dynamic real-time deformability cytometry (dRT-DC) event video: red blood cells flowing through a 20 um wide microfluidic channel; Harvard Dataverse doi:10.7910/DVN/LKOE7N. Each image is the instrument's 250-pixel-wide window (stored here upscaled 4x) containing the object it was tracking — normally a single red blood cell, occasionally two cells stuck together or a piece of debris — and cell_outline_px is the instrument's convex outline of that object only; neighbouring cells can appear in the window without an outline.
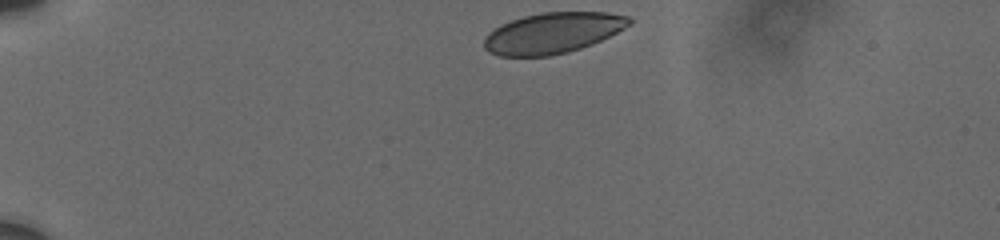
{"species": "human", "species_latin": "Homo sapiens", "temperature_condition": "cold", "stored_images_in_passage": 7, "camera_frame_rate_fps": 3000, "um_per_image_px": 0.085, "donor": {"sex": "male"}, "frame": {"image": 1, "passage_image": 1, "time_ms": 0.0, "image_size_px": [1000, 240], "cell_outline_px": [[632, 24], [592, 44], [568, 52], [548, 56], [500, 56], [488, 52], [484, 48], [484, 40], [488, 32], [512, 20], [524, 16], [540, 12], [608, 12], [628, 16], [632, 20]], "centroid_in_image_um": [46.98, 2.8], "position_along_channel_um": 38.0, "area_um2": 34.33}}
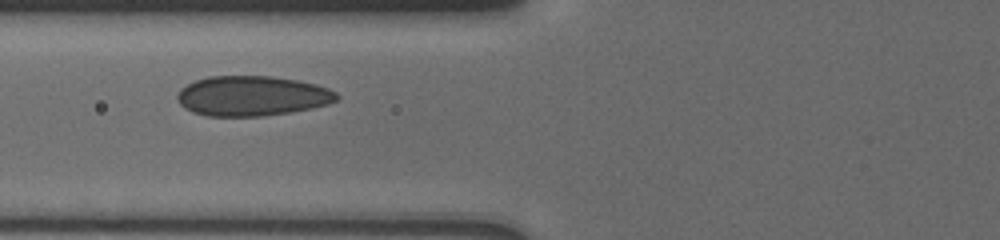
{"frame": {"image": 2, "passage_image": 5, "time_ms": 3.667, "image_size_px": [1000, 240], "cell_outline_px": [[340, 96], [336, 100], [328, 104], [312, 108], [288, 112], [260, 116], [208, 116], [192, 112], [184, 108], [180, 104], [176, 96], [180, 88], [196, 80], [208, 76], [272, 76], [296, 80], [316, 84], [328, 88], [336, 92]], "centroid_in_image_um": [21.41, 8.15], "position_along_channel_um": 104.4, "area_um2": 37.17}}
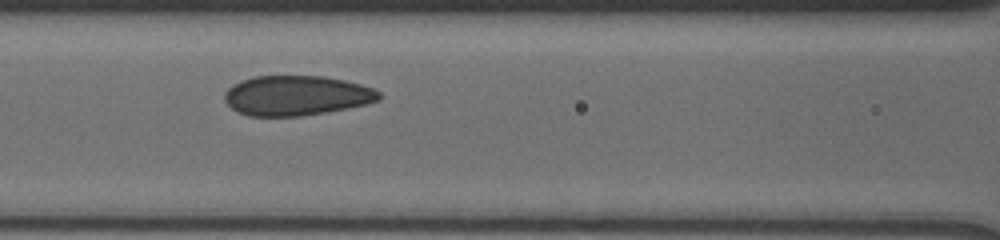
{"frame": {"image": 3, "passage_image": 6, "time_ms": 4.667, "image_size_px": [1000, 240], "cell_outline_px": [[380, 100], [348, 108], [300, 116], [248, 116], [232, 108], [224, 100], [224, 92], [232, 84], [240, 80], [256, 76], [324, 76], [344, 80], [360, 84], [372, 88], [380, 92]], "centroid_in_image_um": [25.17, 8.11], "position_along_channel_um": 141.4, "area_um2": 35.84}}